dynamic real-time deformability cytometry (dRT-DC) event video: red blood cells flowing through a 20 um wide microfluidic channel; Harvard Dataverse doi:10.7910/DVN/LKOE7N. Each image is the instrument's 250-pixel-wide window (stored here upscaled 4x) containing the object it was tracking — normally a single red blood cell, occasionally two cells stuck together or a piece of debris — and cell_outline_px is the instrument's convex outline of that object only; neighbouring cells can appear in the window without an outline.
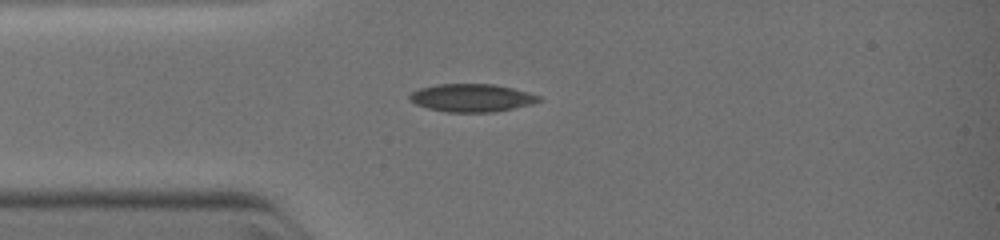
{"species": "common noctule bat (a hibernating species)", "species_latin": "Nyctalus noctula", "temperature_condition": "warm", "stored_images_in_passage": 3, "camera_frame_rate_fps": 3000, "um_per_image_px": 0.085, "animal": {"sex": "female", "body_mass_g": 19.0, "forearm_length_mm": 51.5}, "frame": {"image": 1, "passage_image": 3, "time_ms": 1.667, "image_size_px": [1000, 240], "cell_outline_px": [[544, 100], [532, 104], [492, 112], [448, 112], [428, 108], [416, 104], [408, 100], [408, 96], [412, 92], [420, 88], [436, 84], [496, 84], [528, 92], [540, 96]], "centroid_in_image_um": [40.1, 8.31], "position_along_channel_um": 44.9, "area_um2": 21.04}}